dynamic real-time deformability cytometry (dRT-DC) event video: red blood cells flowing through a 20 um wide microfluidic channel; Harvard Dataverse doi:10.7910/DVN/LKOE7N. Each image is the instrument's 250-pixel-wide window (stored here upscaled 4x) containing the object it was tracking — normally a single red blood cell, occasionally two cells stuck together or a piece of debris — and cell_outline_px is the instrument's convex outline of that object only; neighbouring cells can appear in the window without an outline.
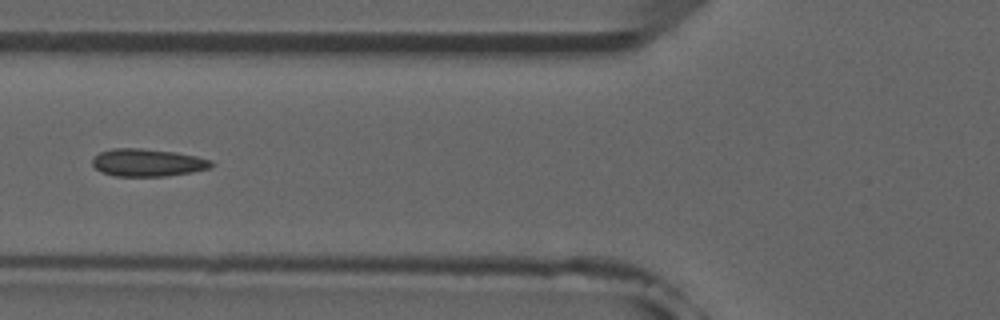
{"species": "common noctule bat (a hibernating species)", "species_latin": "Nyctalus noctula", "temperature_condition": "room temperature", "stored_images_in_passage": 7, "camera_frame_rate_fps": 3000, "um_per_image_px": 0.085, "animal": {"sex": "male", "forearm_length_mm": 52.5}, "frame": {"image": 1, "passage_image": 6, "time_ms": 6.0, "image_size_px": [1000, 320], "cell_outline_px": [[212, 164], [208, 168], [192, 172], [164, 176], [116, 176], [100, 172], [92, 164], [92, 160], [100, 152], [112, 148], [140, 148], [176, 152], [196, 156], [212, 160]], "centroid_in_image_um": [12.52, 13.82], "position_along_channel_um": 113.3, "area_um2": 19.02}}
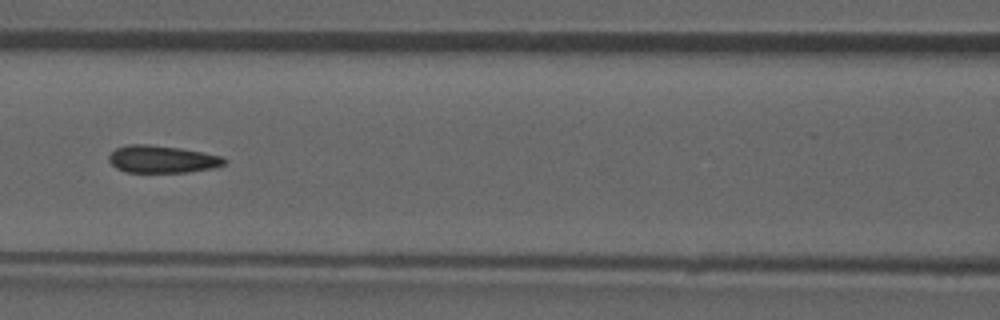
{"frame": {"image": 2, "passage_image": 7, "time_ms": 7.0, "image_size_px": [1000, 320], "cell_outline_px": [[228, 160], [224, 164], [216, 168], [188, 172], [124, 172], [116, 168], [108, 160], [108, 156], [116, 148], [128, 144], [148, 144], [180, 148], [204, 152], [224, 156]], "centroid_in_image_um": [13.82, 13.53], "position_along_channel_um": 152.8, "area_um2": 18.67}}